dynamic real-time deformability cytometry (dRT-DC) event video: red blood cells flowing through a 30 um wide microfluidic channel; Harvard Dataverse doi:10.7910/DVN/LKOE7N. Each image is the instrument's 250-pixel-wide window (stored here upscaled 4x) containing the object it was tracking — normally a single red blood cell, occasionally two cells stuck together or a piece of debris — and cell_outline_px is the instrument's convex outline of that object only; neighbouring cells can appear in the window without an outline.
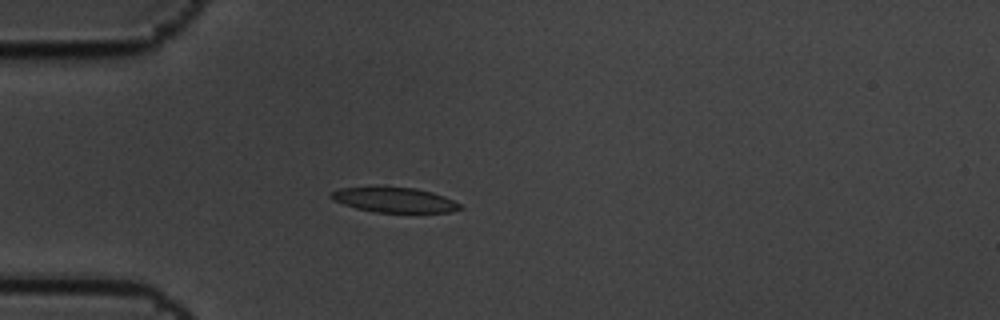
{"species": "common noctule bat (a hibernating species)", "species_latin": "Nyctalus noctula", "temperature_condition": "cold", "stored_images_in_passage": 8, "camera_frame_rate_fps": 3000, "um_per_image_px": 0.085, "animal": {"sex": "male", "body_mass_g": 19.5, "forearm_length_mm": 54.6}, "frame": {"image": 1, "passage_image": 4, "time_ms": 1.0, "image_size_px": [1000, 320], "cell_outline_px": [[464, 208], [452, 212], [372, 212], [356, 208], [344, 204], [328, 196], [332, 192], [340, 188], [372, 184], [384, 184], [416, 188], [432, 192], [444, 196], [460, 204]], "centroid_in_image_um": [33.48, 16.94], "position_along_channel_um": 51.5, "area_um2": 19.59}}
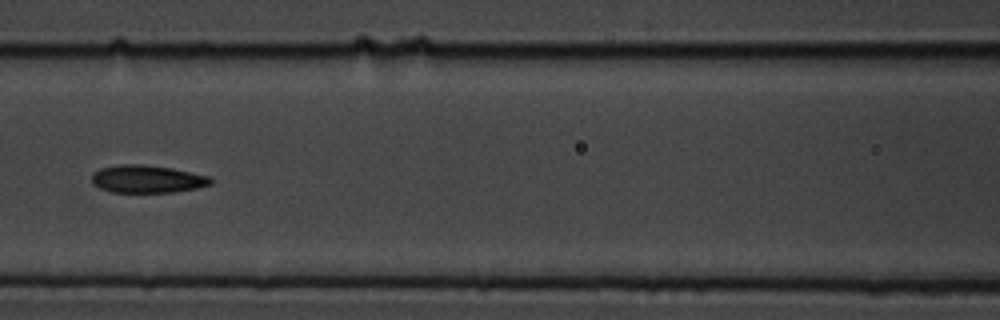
{"frame": {"image": 2, "passage_image": 7, "time_ms": 2.0, "image_size_px": [1000, 320], "cell_outline_px": [[212, 184], [196, 188], [176, 192], [112, 192], [100, 188], [92, 184], [92, 172], [100, 168], [120, 164], [140, 164], [172, 168], [212, 176]], "centroid_in_image_um": [12.52, 15.21], "position_along_channel_um": 154.1, "area_um2": 19.36}}
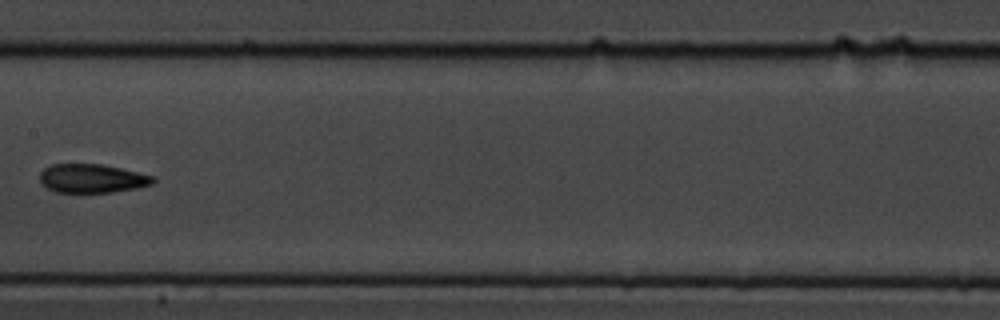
{"frame": {"image": 3, "passage_image": 8, "time_ms": 2.333, "image_size_px": [1000, 320], "cell_outline_px": [[156, 180], [152, 184], [136, 188], [112, 192], [56, 192], [40, 184], [40, 172], [44, 168], [52, 164], [100, 164], [120, 168], [152, 176]], "centroid_in_image_um": [7.78, 15.17], "position_along_channel_um": 199.6, "area_um2": 18.84}}